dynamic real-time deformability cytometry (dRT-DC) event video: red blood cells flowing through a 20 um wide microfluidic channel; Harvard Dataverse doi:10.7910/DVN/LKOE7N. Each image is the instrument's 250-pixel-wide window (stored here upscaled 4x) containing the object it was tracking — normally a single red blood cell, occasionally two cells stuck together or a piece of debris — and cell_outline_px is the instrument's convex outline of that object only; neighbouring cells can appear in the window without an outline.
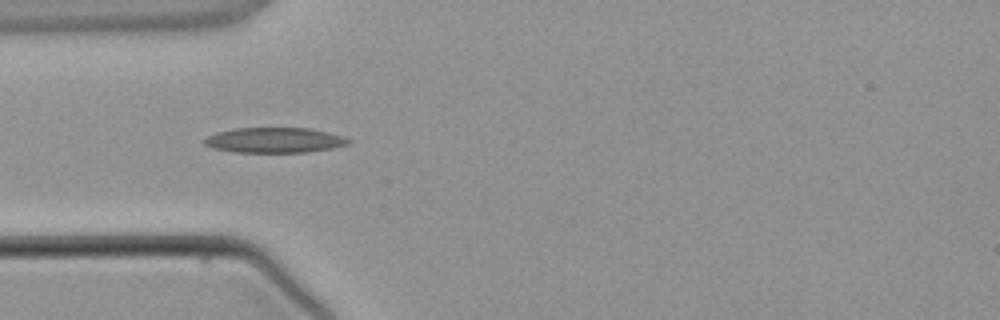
{"species": "common noctule bat (a hibernating species)", "species_latin": "Nyctalus noctula", "temperature_condition": "warm", "stored_images_in_passage": 3, "camera_frame_rate_fps": 3000, "um_per_image_px": 0.085, "animal": {"sex": "male", "body_mass_g": 21.5, "forearm_length_mm": 52.0}, "frame": {"image": 1, "passage_image": 3, "time_ms": 2.333, "image_size_px": [1000, 320], "cell_outline_px": [[352, 140], [348, 144], [332, 148], [308, 152], [236, 152], [212, 148], [204, 144], [204, 140], [208, 136], [220, 132], [236, 128], [308, 128], [328, 132], [344, 136]], "centroid_in_image_um": [23.37, 11.91], "position_along_channel_um": 61.6, "area_um2": 21.04}}